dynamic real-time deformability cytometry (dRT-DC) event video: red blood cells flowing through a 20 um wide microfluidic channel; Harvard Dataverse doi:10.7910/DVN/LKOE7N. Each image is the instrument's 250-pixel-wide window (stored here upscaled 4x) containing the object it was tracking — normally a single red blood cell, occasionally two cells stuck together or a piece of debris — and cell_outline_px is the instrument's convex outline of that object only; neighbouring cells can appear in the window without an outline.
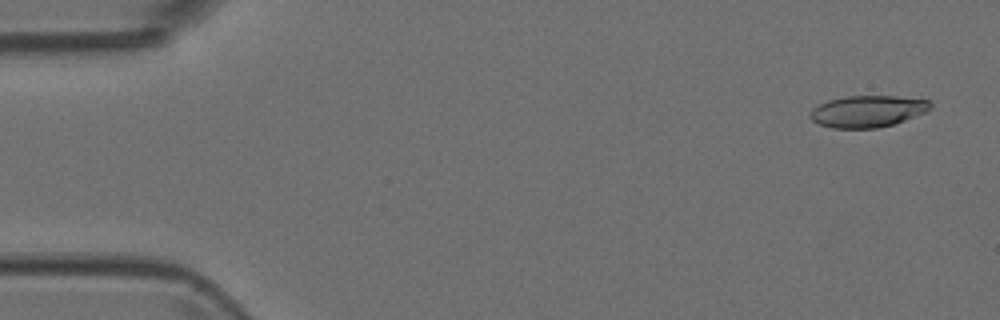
{"species": "Egyptian fruit bat (a non-hibernating species)", "species_latin": "Rousettus aegyptiacus", "temperature_condition": "room temperature", "stored_images_in_passage": 8, "camera_frame_rate_fps": 3000, "um_per_image_px": 0.085, "animal": {"sex": "female"}, "frame": {"image": 1, "passage_image": 1, "time_ms": 0.0, "image_size_px": [1000, 320], "cell_outline_px": [[932, 108], [928, 112], [892, 124], [876, 128], [832, 128], [820, 124], [812, 120], [808, 116], [808, 112], [812, 108], [828, 100], [844, 96], [896, 96], [932, 100]], "centroid_in_image_um": [73.76, 9.45], "position_along_channel_um": 11.2, "area_um2": 22.43}}
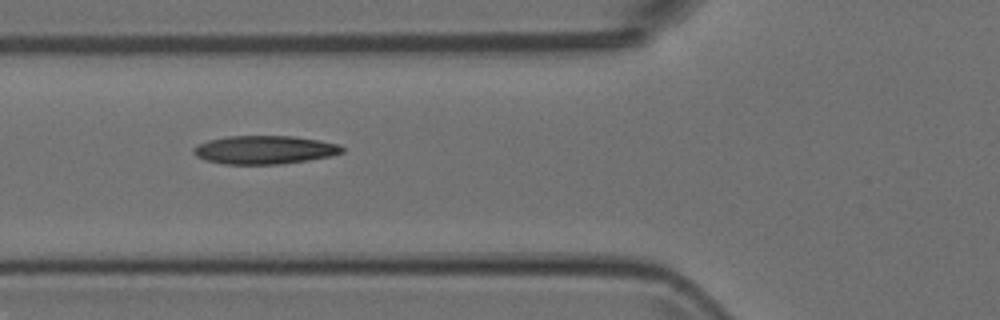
{"frame": {"image": 2, "passage_image": 6, "time_ms": 1.667, "image_size_px": [1000, 320], "cell_outline_px": [[344, 152], [332, 156], [308, 160], [280, 164], [224, 164], [204, 160], [196, 156], [192, 152], [192, 148], [208, 140], [228, 136], [292, 136], [320, 140], [340, 144], [344, 148]], "centroid_in_image_um": [22.5, 12.73], "position_along_channel_um": 103.3, "area_um2": 24.74}}
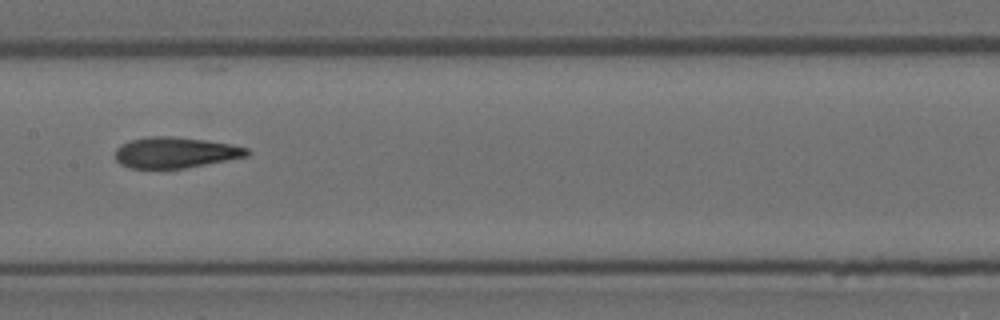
{"frame": {"image": 3, "passage_image": 8, "time_ms": 2.333, "image_size_px": [1000, 320], "cell_outline_px": [[252, 152], [248, 156], [184, 168], [128, 168], [120, 164], [116, 160], [116, 148], [120, 144], [132, 140], [148, 136], [176, 136], [232, 144], [248, 148]], "centroid_in_image_um": [14.9, 12.96], "position_along_channel_um": 192.5, "area_um2": 23.76}}